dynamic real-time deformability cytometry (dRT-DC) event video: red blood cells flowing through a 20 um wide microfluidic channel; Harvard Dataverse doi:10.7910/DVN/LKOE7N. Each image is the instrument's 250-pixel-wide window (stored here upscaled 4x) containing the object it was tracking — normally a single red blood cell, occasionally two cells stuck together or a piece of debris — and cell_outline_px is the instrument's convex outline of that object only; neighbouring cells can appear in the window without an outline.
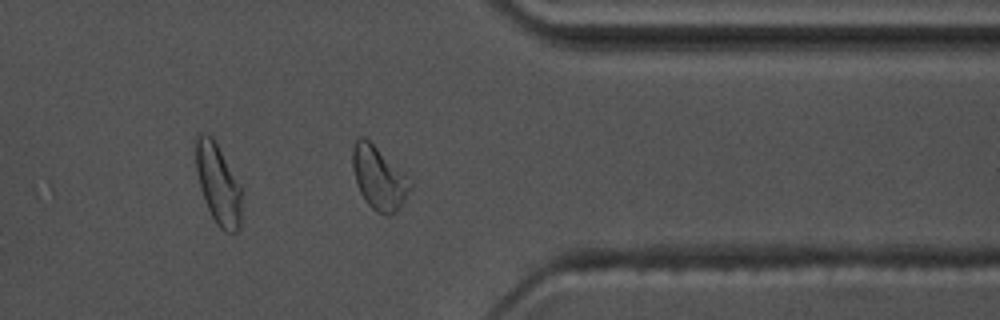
{"species": "common noctule bat (a hibernating species)", "species_latin": "Nyctalus noctula", "temperature_condition": "warm", "stored_images_in_passage": 37, "camera_frame_rate_fps": 3000, "um_per_image_px": 0.085, "animal": {"sex": "male", "body_mass_g": 17.5, "forearm_length_mm": 52.3}, "frame": {"image": 1, "passage_image": 31, "time_ms": 10.0, "image_size_px": [1000, 320], "cell_outline_px": [[412, 184], [404, 200], [396, 212], [388, 216], [384, 216], [376, 212], [364, 200], [356, 184], [352, 168], [352, 144], [360, 136], [364, 136], [404, 172]], "centroid_in_image_um": [32.17, 15.13], "position_along_channel_um": 379.2, "area_um2": 21.21}, "authors_computed_cell_mechanics": {"area_um2": 18.9006, "velocity_mm_per_s": 3.5559, "shape_relaxation_time_tau1_ms": 3.2601, "shape_relaxation_time_tau2_ms": 1.25, "deformation_change_tau1": 0.1517, "deformation_change_tau2": 0.0715}}